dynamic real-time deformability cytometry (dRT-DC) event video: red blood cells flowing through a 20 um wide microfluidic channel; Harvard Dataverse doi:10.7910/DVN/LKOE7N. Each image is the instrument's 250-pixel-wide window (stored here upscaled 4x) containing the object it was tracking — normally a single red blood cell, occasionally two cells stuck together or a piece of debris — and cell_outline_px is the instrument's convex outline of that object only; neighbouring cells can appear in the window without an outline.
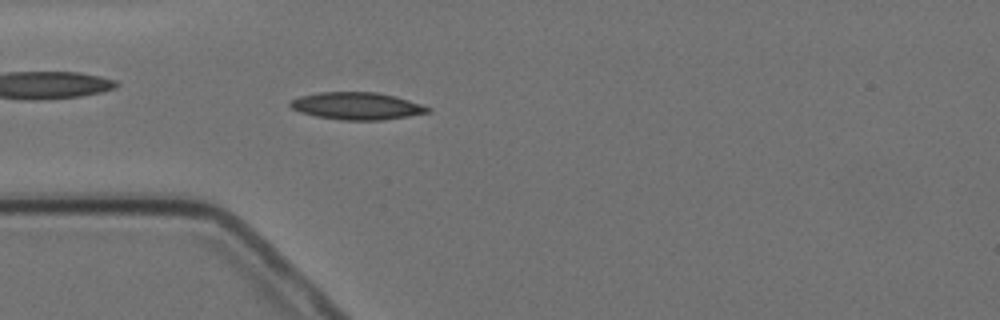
{"species": "Egyptian fruit bat (a non-hibernating species)", "species_latin": "Rousettus aegyptiacus", "temperature_condition": "cold", "stored_images_in_passage": 5, "camera_frame_rate_fps": 3000, "um_per_image_px": 0.085, "animal": {"sex": "female"}, "frame": {"image": 1, "passage_image": 5, "time_ms": 4.667, "image_size_px": [1000, 320], "cell_outline_px": [[432, 108], [428, 112], [408, 116], [384, 120], [340, 120], [316, 116], [300, 112], [292, 108], [288, 104], [288, 100], [300, 96], [320, 92], [376, 92], [396, 96]], "centroid_in_image_um": [30.29, 9.0], "position_along_channel_um": 54.7, "area_um2": 21.91}}